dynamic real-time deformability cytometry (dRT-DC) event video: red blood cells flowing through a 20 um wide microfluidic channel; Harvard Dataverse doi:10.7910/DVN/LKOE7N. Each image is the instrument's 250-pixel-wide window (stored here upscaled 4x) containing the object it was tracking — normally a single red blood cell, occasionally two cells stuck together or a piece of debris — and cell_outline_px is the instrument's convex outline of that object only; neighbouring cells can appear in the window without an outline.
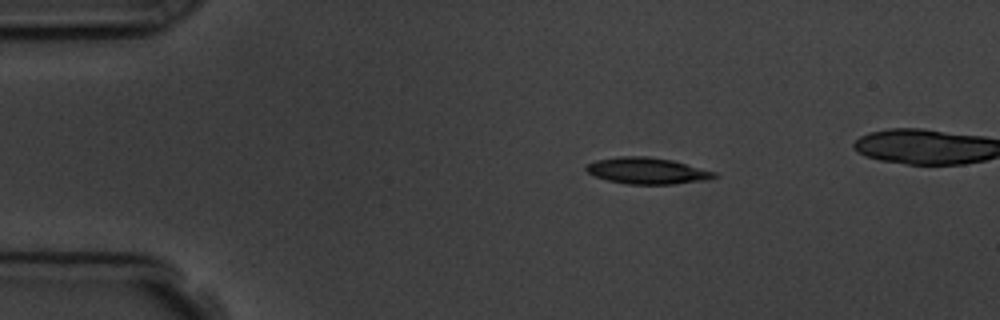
{"species": "common noctule bat (a hibernating species)", "species_latin": "Nyctalus noctula", "temperature_condition": "room temperature", "stored_images_in_passage": 4, "camera_frame_rate_fps": 3000, "um_per_image_px": 0.085, "animal": {"sex": "male", "body_mass_g": 19.5, "forearm_length_mm": 54.6}, "frame": {"image": 1, "passage_image": 2, "time_ms": 2.0, "image_size_px": [1000, 320], "cell_outline_px": [[720, 176], [708, 180], [672, 184], [628, 184], [608, 180], [596, 176], [588, 172], [584, 168], [588, 164], [596, 160], [620, 156], [648, 156], [672, 160], [716, 172]], "centroid_in_image_um": [55.05, 14.51], "position_along_channel_um": 30.0, "area_um2": 19.65}}